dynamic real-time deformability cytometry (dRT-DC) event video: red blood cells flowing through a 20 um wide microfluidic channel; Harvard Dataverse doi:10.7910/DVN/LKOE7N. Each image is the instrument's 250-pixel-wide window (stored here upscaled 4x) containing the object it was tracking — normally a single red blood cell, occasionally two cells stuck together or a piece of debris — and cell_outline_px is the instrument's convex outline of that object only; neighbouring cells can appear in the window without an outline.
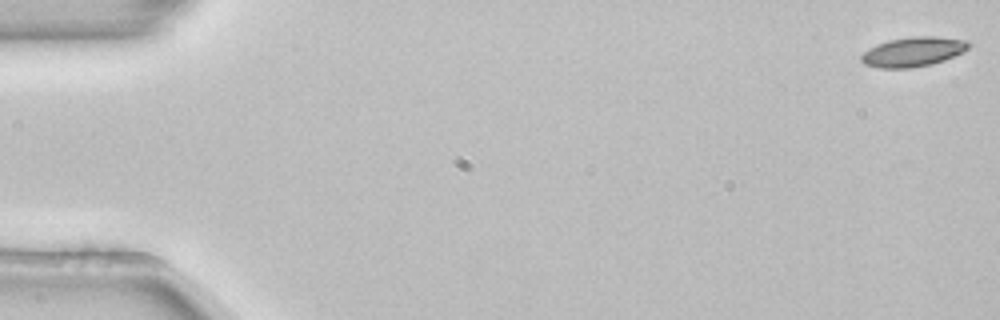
{"species": "common noctule bat (a hibernating species)", "species_latin": "Nyctalus noctula", "temperature_condition": "room temperature", "stored_images_in_passage": 54, "camera_frame_rate_fps": 3000, "um_per_image_px": 0.085, "animal": {"sex": "female", "body_mass_g": 22.7, "forearm_length_mm": 54.2}, "frame": {"image": 1, "passage_image": 1, "time_ms": 0.0, "image_size_px": [1000, 320], "cell_outline_px": [[972, 44], [964, 52], [944, 60], [932, 64], [912, 68], [880, 68], [864, 64], [860, 60], [860, 56], [864, 52], [876, 44], [888, 40], [912, 36], [936, 36], [968, 40]], "centroid_in_image_um": [77.64, 4.39], "position_along_channel_um": 7.4, "area_um2": 18.73}}
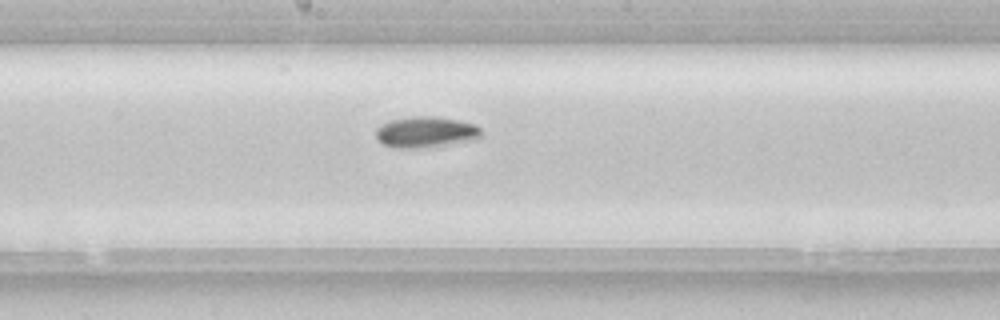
{"frame": {"image": 2, "passage_image": 29, "time_ms": 9.333, "image_size_px": [1000, 320], "cell_outline_px": [[480, 136], [476, 140], [428, 148], [392, 148], [380, 144], [376, 140], [376, 128], [392, 120], [412, 116], [436, 116], [456, 120], [472, 124], [480, 128]], "centroid_in_image_um": [36.15, 11.26], "position_along_channel_um": 212.0, "area_um2": 19.25}}
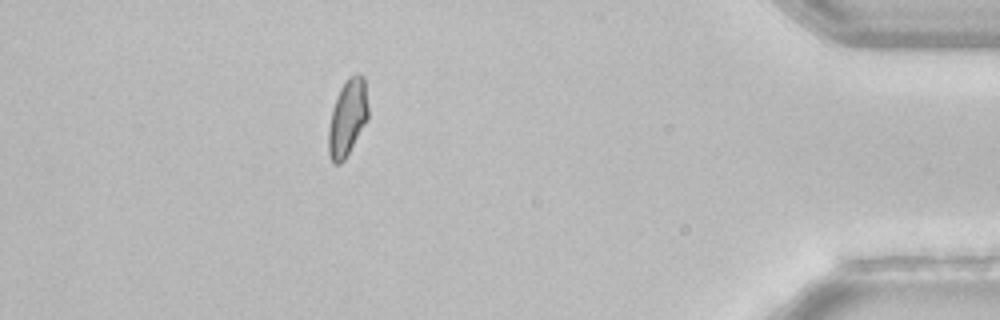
{"frame": {"image": 3, "passage_image": 48, "time_ms": 15.667, "image_size_px": [1000, 320], "cell_outline_px": [[368, 120], [344, 160], [340, 164], [332, 164], [328, 156], [328, 128], [332, 108], [340, 88], [348, 76], [356, 72], [360, 72], [364, 76], [368, 108]], "centroid_in_image_um": [29.53, 9.99], "position_along_channel_um": 405.7, "area_um2": 18.09}, "authors_computed_cell_mechanics": {"area_um2": 18.1492, "velocity_mm_per_s": 3.8496, "shape_relaxation_time_tau1_ms": 4.9754, "shape_relaxation_time_tau2_ms": null, "deformation_change_tau1": 0.0958, "deformation_change_tau2": null}}